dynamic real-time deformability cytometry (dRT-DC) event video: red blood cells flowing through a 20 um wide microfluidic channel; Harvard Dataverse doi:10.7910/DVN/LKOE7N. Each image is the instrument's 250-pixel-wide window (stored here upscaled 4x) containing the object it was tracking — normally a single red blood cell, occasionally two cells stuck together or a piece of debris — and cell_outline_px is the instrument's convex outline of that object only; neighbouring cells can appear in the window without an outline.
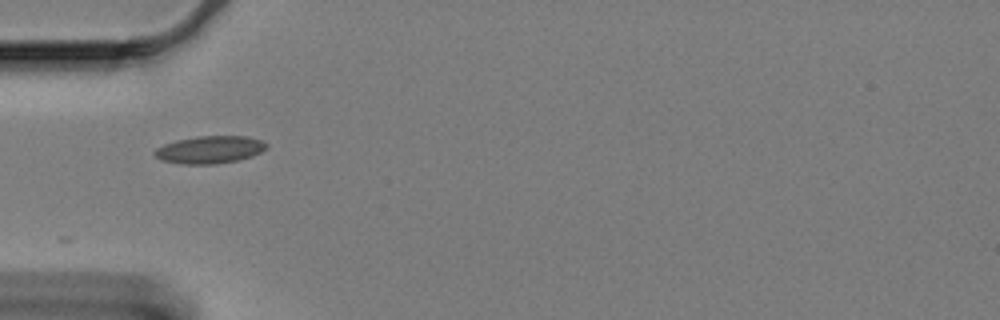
{"species": "Egyptian fruit bat (a non-hibernating species)", "species_latin": "Rousettus aegyptiacus", "temperature_condition": "cold", "stored_images_in_passage": 10, "camera_frame_rate_fps": 3000, "um_per_image_px": 0.085, "animal": {"sex": "female"}, "frame": {"image": 1, "passage_image": 1, "time_ms": 0.0, "image_size_px": [1000, 320], "cell_outline_px": [[268, 148], [252, 156], [236, 160], [216, 164], [184, 164], [160, 160], [152, 152], [156, 148], [164, 144], [176, 140], [196, 136], [248, 136], [260, 140], [268, 144]], "centroid_in_image_um": [17.82, 12.71], "position_along_channel_um": 67.2, "area_um2": 17.98}}
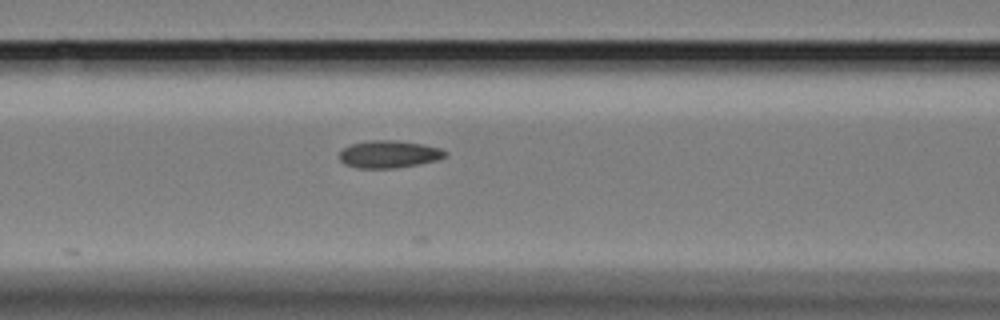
{"frame": {"image": 2, "passage_image": 7, "time_ms": 2.0, "image_size_px": [1000, 320], "cell_outline_px": [[448, 156], [436, 160], [420, 164], [396, 168], [356, 168], [344, 164], [340, 160], [340, 152], [344, 148], [352, 144], [368, 140], [396, 140], [424, 144], [440, 148], [448, 152]], "centroid_in_image_um": [33.09, 13.11], "position_along_channel_um": 133.5, "area_um2": 17.05}}
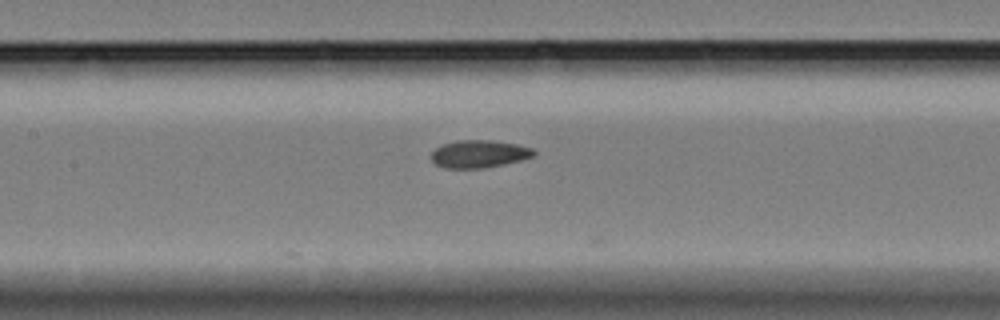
{"frame": {"image": 3, "passage_image": 10, "time_ms": 3.0, "image_size_px": [1000, 320], "cell_outline_px": [[536, 156], [504, 164], [484, 168], [444, 168], [436, 164], [432, 160], [432, 152], [436, 148], [444, 144], [456, 140], [492, 140], [516, 144], [532, 148], [536, 152]], "centroid_in_image_um": [40.75, 13.08], "position_along_channel_um": 166.7, "area_um2": 16.47}}